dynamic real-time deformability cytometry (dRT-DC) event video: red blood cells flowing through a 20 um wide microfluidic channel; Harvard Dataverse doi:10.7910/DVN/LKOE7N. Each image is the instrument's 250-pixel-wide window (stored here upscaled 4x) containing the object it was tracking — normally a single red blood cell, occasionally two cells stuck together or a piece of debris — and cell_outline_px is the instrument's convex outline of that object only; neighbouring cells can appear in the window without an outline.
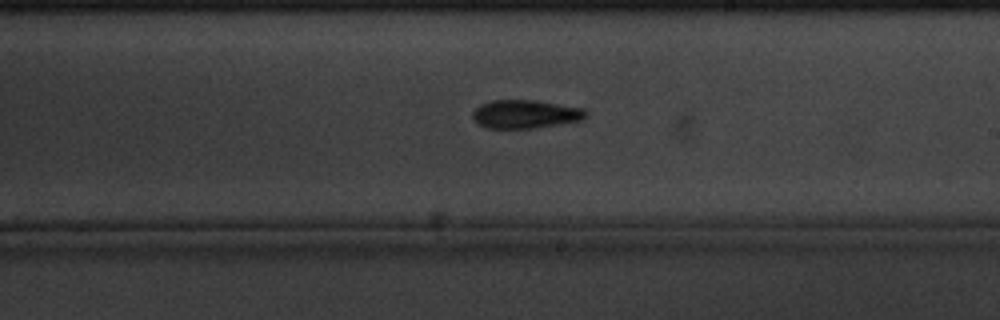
{"species": "common noctule bat (a hibernating species)", "species_latin": "Nyctalus noctula", "temperature_condition": "cold", "stored_images_in_passage": 40, "camera_frame_rate_fps": 3000, "um_per_image_px": 0.085, "animal": {"sex": "male", "body_mass_g": 20.1, "forearm_length_mm": 53.5}, "frame": {"image": 1, "passage_image": 20, "time_ms": 6.333, "image_size_px": [1000, 320], "cell_outline_px": [[588, 116], [580, 120], [536, 128], [488, 128], [472, 120], [472, 112], [480, 104], [492, 100], [536, 100], [584, 108], [588, 112]], "centroid_in_image_um": [44.65, 9.69], "position_along_channel_um": 244.3, "area_um2": 18.84}}
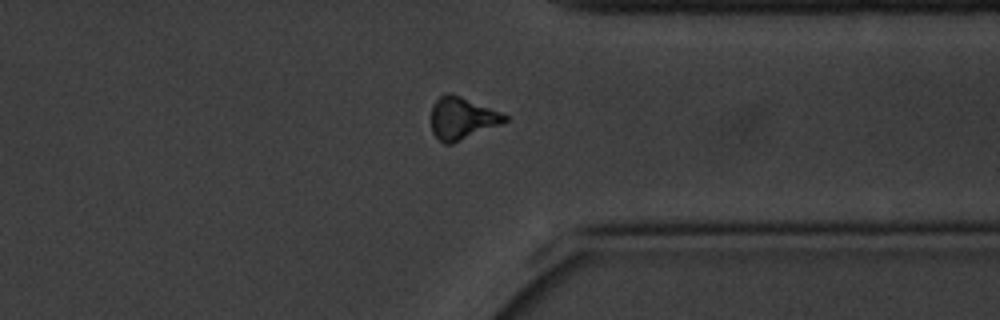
{"frame": {"image": 2, "passage_image": 32, "time_ms": 10.333, "image_size_px": [1000, 320], "cell_outline_px": [[512, 116], [508, 120], [500, 124], [452, 144], [444, 144], [432, 132], [432, 104], [444, 92], [448, 92], [460, 96]], "centroid_in_image_um": [39.29, 10.04], "position_along_channel_um": 372.1, "area_um2": 18.09}}
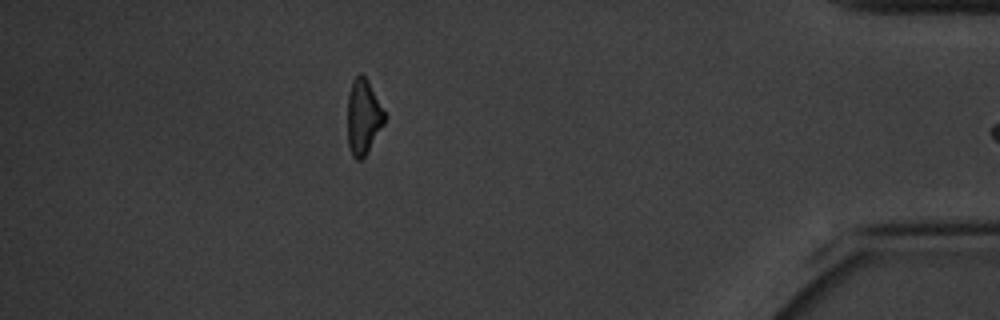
{"frame": {"image": 3, "passage_image": 39, "time_ms": 12.667, "image_size_px": [1000, 320], "cell_outline_px": [[388, 116], [384, 124], [368, 152], [360, 160], [356, 160], [352, 156], [348, 144], [348, 96], [352, 80], [360, 72], [368, 80]], "centroid_in_image_um": [30.9, 9.93], "position_along_channel_um": 404.3, "area_um2": 16.47}}